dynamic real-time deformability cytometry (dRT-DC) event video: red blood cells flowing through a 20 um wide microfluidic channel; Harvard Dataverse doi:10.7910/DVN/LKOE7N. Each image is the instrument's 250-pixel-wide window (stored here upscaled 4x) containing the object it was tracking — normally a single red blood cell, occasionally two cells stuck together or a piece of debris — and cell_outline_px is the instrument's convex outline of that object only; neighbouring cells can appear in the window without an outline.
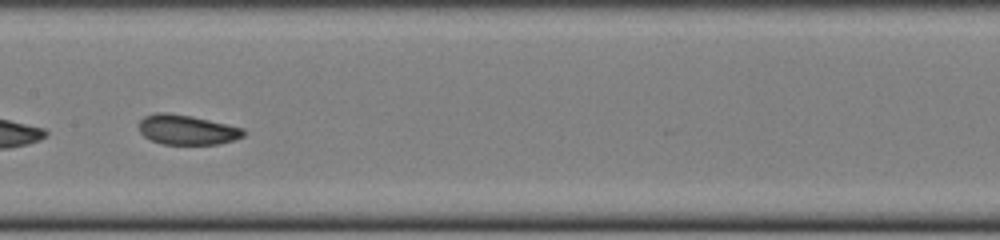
{"species": "common noctule bat (a hibernating species)", "species_latin": "Nyctalus noctula", "temperature_condition": "cold", "stored_images_in_passage": 33, "camera_frame_rate_fps": 3000, "um_per_image_px": 0.085, "animal": {"sex": "female", "body_mass_g": 22.0, "forearm_length_mm": 56.7}, "frame": {"image": 1, "passage_image": 15, "time_ms": 4.667, "image_size_px": [1000, 240], "cell_outline_px": [[244, 136], [232, 140], [216, 144], [160, 144], [144, 136], [140, 132], [140, 120], [144, 116], [156, 112], [164, 112], [192, 116], [244, 128]], "centroid_in_image_um": [15.87, 11.02], "position_along_channel_um": 191.5, "area_um2": 18.03}, "authors_computed_cell_mechanics": {"area_um2": 18.1492, "velocity_mm_per_s": 3.8823, "shape_relaxation_time_tau1_ms": 3.3613, "shape_relaxation_time_tau2_ms": 2.0099, "deformation_change_tau1": 0.0689, "deformation_change_tau2": 0.0687}}